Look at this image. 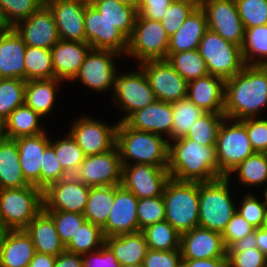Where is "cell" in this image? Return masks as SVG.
Returning a JSON list of instances; mask_svg holds the SVG:
<instances>
[{"instance_id": "ab89813d", "label": "cell", "mask_w": 267, "mask_h": 267, "mask_svg": "<svg viewBox=\"0 0 267 267\" xmlns=\"http://www.w3.org/2000/svg\"><path fill=\"white\" fill-rule=\"evenodd\" d=\"M104 244L103 229L86 220L65 245V250L83 255L100 249Z\"/></svg>"}, {"instance_id": "9c48e42d", "label": "cell", "mask_w": 267, "mask_h": 267, "mask_svg": "<svg viewBox=\"0 0 267 267\" xmlns=\"http://www.w3.org/2000/svg\"><path fill=\"white\" fill-rule=\"evenodd\" d=\"M170 43L161 21L136 17L125 55L142 63L150 60H165Z\"/></svg>"}, {"instance_id": "5b68a950", "label": "cell", "mask_w": 267, "mask_h": 267, "mask_svg": "<svg viewBox=\"0 0 267 267\" xmlns=\"http://www.w3.org/2000/svg\"><path fill=\"white\" fill-rule=\"evenodd\" d=\"M230 177L199 182V226L222 233L237 210L229 190Z\"/></svg>"}, {"instance_id": "f907efd6", "label": "cell", "mask_w": 267, "mask_h": 267, "mask_svg": "<svg viewBox=\"0 0 267 267\" xmlns=\"http://www.w3.org/2000/svg\"><path fill=\"white\" fill-rule=\"evenodd\" d=\"M54 221L61 242L66 245L86 221L84 214L66 211H45Z\"/></svg>"}, {"instance_id": "6f0895ef", "label": "cell", "mask_w": 267, "mask_h": 267, "mask_svg": "<svg viewBox=\"0 0 267 267\" xmlns=\"http://www.w3.org/2000/svg\"><path fill=\"white\" fill-rule=\"evenodd\" d=\"M254 230L255 228L236 211L222 232V238L226 248L228 249L233 243L244 238Z\"/></svg>"}, {"instance_id": "91938a15", "label": "cell", "mask_w": 267, "mask_h": 267, "mask_svg": "<svg viewBox=\"0 0 267 267\" xmlns=\"http://www.w3.org/2000/svg\"><path fill=\"white\" fill-rule=\"evenodd\" d=\"M82 267H121L111 249L104 244L100 249L82 255Z\"/></svg>"}, {"instance_id": "cb8c5ba5", "label": "cell", "mask_w": 267, "mask_h": 267, "mask_svg": "<svg viewBox=\"0 0 267 267\" xmlns=\"http://www.w3.org/2000/svg\"><path fill=\"white\" fill-rule=\"evenodd\" d=\"M35 252L25 229L0 231V267H26Z\"/></svg>"}, {"instance_id": "db71d44e", "label": "cell", "mask_w": 267, "mask_h": 267, "mask_svg": "<svg viewBox=\"0 0 267 267\" xmlns=\"http://www.w3.org/2000/svg\"><path fill=\"white\" fill-rule=\"evenodd\" d=\"M240 202L237 212L241 214L255 229L262 227L266 212L265 202H261L252 193H246Z\"/></svg>"}, {"instance_id": "3957f363", "label": "cell", "mask_w": 267, "mask_h": 267, "mask_svg": "<svg viewBox=\"0 0 267 267\" xmlns=\"http://www.w3.org/2000/svg\"><path fill=\"white\" fill-rule=\"evenodd\" d=\"M122 165L149 164L168 168L169 139L157 134L138 131L118 121L116 144ZM133 160L129 163V161Z\"/></svg>"}, {"instance_id": "bcb514c9", "label": "cell", "mask_w": 267, "mask_h": 267, "mask_svg": "<svg viewBox=\"0 0 267 267\" xmlns=\"http://www.w3.org/2000/svg\"><path fill=\"white\" fill-rule=\"evenodd\" d=\"M50 144L53 146L62 168L69 175H74L86 157L76 140L68 132L64 139L61 138L55 142L51 141Z\"/></svg>"}, {"instance_id": "d4e9b609", "label": "cell", "mask_w": 267, "mask_h": 267, "mask_svg": "<svg viewBox=\"0 0 267 267\" xmlns=\"http://www.w3.org/2000/svg\"><path fill=\"white\" fill-rule=\"evenodd\" d=\"M225 81L217 76H207L187 83V98L204 112L224 114Z\"/></svg>"}, {"instance_id": "816d5d0a", "label": "cell", "mask_w": 267, "mask_h": 267, "mask_svg": "<svg viewBox=\"0 0 267 267\" xmlns=\"http://www.w3.org/2000/svg\"><path fill=\"white\" fill-rule=\"evenodd\" d=\"M40 189L44 190L48 185L70 176L59 163L55 150L49 144L44 153L42 165L40 166Z\"/></svg>"}, {"instance_id": "277c9868", "label": "cell", "mask_w": 267, "mask_h": 267, "mask_svg": "<svg viewBox=\"0 0 267 267\" xmlns=\"http://www.w3.org/2000/svg\"><path fill=\"white\" fill-rule=\"evenodd\" d=\"M162 196L165 221L180 234L199 226V182L170 178Z\"/></svg>"}, {"instance_id": "60d3db41", "label": "cell", "mask_w": 267, "mask_h": 267, "mask_svg": "<svg viewBox=\"0 0 267 267\" xmlns=\"http://www.w3.org/2000/svg\"><path fill=\"white\" fill-rule=\"evenodd\" d=\"M236 172V173H235ZM237 174L241 184L247 186L267 183V153L255 152L233 168L226 177Z\"/></svg>"}, {"instance_id": "753ad0ef", "label": "cell", "mask_w": 267, "mask_h": 267, "mask_svg": "<svg viewBox=\"0 0 267 267\" xmlns=\"http://www.w3.org/2000/svg\"><path fill=\"white\" fill-rule=\"evenodd\" d=\"M262 228L267 230V210L265 212V216H264V221H263V224H262Z\"/></svg>"}, {"instance_id": "be15d7a7", "label": "cell", "mask_w": 267, "mask_h": 267, "mask_svg": "<svg viewBox=\"0 0 267 267\" xmlns=\"http://www.w3.org/2000/svg\"><path fill=\"white\" fill-rule=\"evenodd\" d=\"M182 267H227V258L182 259Z\"/></svg>"}, {"instance_id": "681fc988", "label": "cell", "mask_w": 267, "mask_h": 267, "mask_svg": "<svg viewBox=\"0 0 267 267\" xmlns=\"http://www.w3.org/2000/svg\"><path fill=\"white\" fill-rule=\"evenodd\" d=\"M244 29L267 24V0H235Z\"/></svg>"}, {"instance_id": "e0dca14e", "label": "cell", "mask_w": 267, "mask_h": 267, "mask_svg": "<svg viewBox=\"0 0 267 267\" xmlns=\"http://www.w3.org/2000/svg\"><path fill=\"white\" fill-rule=\"evenodd\" d=\"M72 125L69 133L86 156L105 153L116 144L117 123L109 126L86 115Z\"/></svg>"}, {"instance_id": "89a4df30", "label": "cell", "mask_w": 267, "mask_h": 267, "mask_svg": "<svg viewBox=\"0 0 267 267\" xmlns=\"http://www.w3.org/2000/svg\"><path fill=\"white\" fill-rule=\"evenodd\" d=\"M186 1L192 2L197 7H201L205 0H186Z\"/></svg>"}, {"instance_id": "e575fe53", "label": "cell", "mask_w": 267, "mask_h": 267, "mask_svg": "<svg viewBox=\"0 0 267 267\" xmlns=\"http://www.w3.org/2000/svg\"><path fill=\"white\" fill-rule=\"evenodd\" d=\"M89 2L128 39L131 37L137 9L117 0H89Z\"/></svg>"}, {"instance_id": "9a60e30c", "label": "cell", "mask_w": 267, "mask_h": 267, "mask_svg": "<svg viewBox=\"0 0 267 267\" xmlns=\"http://www.w3.org/2000/svg\"><path fill=\"white\" fill-rule=\"evenodd\" d=\"M157 100L172 103L187 97V81L165 60L139 64Z\"/></svg>"}, {"instance_id": "e7e4bbea", "label": "cell", "mask_w": 267, "mask_h": 267, "mask_svg": "<svg viewBox=\"0 0 267 267\" xmlns=\"http://www.w3.org/2000/svg\"><path fill=\"white\" fill-rule=\"evenodd\" d=\"M248 248H257L256 244V229L252 232L246 235L244 238L236 241L233 243L227 251H244V249Z\"/></svg>"}, {"instance_id": "6125c7cd", "label": "cell", "mask_w": 267, "mask_h": 267, "mask_svg": "<svg viewBox=\"0 0 267 267\" xmlns=\"http://www.w3.org/2000/svg\"><path fill=\"white\" fill-rule=\"evenodd\" d=\"M82 255L65 250L56 256L54 267H82Z\"/></svg>"}, {"instance_id": "11e5206c", "label": "cell", "mask_w": 267, "mask_h": 267, "mask_svg": "<svg viewBox=\"0 0 267 267\" xmlns=\"http://www.w3.org/2000/svg\"><path fill=\"white\" fill-rule=\"evenodd\" d=\"M263 194H264V198H265L264 202H265L266 209H267V188H265V191Z\"/></svg>"}, {"instance_id": "2644e50d", "label": "cell", "mask_w": 267, "mask_h": 267, "mask_svg": "<svg viewBox=\"0 0 267 267\" xmlns=\"http://www.w3.org/2000/svg\"><path fill=\"white\" fill-rule=\"evenodd\" d=\"M11 27H0V40Z\"/></svg>"}, {"instance_id": "09005b40", "label": "cell", "mask_w": 267, "mask_h": 267, "mask_svg": "<svg viewBox=\"0 0 267 267\" xmlns=\"http://www.w3.org/2000/svg\"><path fill=\"white\" fill-rule=\"evenodd\" d=\"M263 66H264L265 68H267V61L263 64Z\"/></svg>"}, {"instance_id": "484cf974", "label": "cell", "mask_w": 267, "mask_h": 267, "mask_svg": "<svg viewBox=\"0 0 267 267\" xmlns=\"http://www.w3.org/2000/svg\"><path fill=\"white\" fill-rule=\"evenodd\" d=\"M46 132L35 136L16 138L19 151V163L24 178L30 185L40 188V169L43 153L51 143Z\"/></svg>"}, {"instance_id": "d6a6232c", "label": "cell", "mask_w": 267, "mask_h": 267, "mask_svg": "<svg viewBox=\"0 0 267 267\" xmlns=\"http://www.w3.org/2000/svg\"><path fill=\"white\" fill-rule=\"evenodd\" d=\"M43 117L25 103L12 111L2 124V136L16 139L22 136H35L44 133L40 125Z\"/></svg>"}, {"instance_id": "7dc6e473", "label": "cell", "mask_w": 267, "mask_h": 267, "mask_svg": "<svg viewBox=\"0 0 267 267\" xmlns=\"http://www.w3.org/2000/svg\"><path fill=\"white\" fill-rule=\"evenodd\" d=\"M136 212L139 231L155 223L165 221L163 196L139 199Z\"/></svg>"}, {"instance_id": "603a6c76", "label": "cell", "mask_w": 267, "mask_h": 267, "mask_svg": "<svg viewBox=\"0 0 267 267\" xmlns=\"http://www.w3.org/2000/svg\"><path fill=\"white\" fill-rule=\"evenodd\" d=\"M129 127L171 139L172 104L160 100L132 113L125 121ZM163 133L165 135H163Z\"/></svg>"}, {"instance_id": "8c879c8a", "label": "cell", "mask_w": 267, "mask_h": 267, "mask_svg": "<svg viewBox=\"0 0 267 267\" xmlns=\"http://www.w3.org/2000/svg\"><path fill=\"white\" fill-rule=\"evenodd\" d=\"M0 27H10L8 24L5 23L1 12H0Z\"/></svg>"}, {"instance_id": "7c38bea8", "label": "cell", "mask_w": 267, "mask_h": 267, "mask_svg": "<svg viewBox=\"0 0 267 267\" xmlns=\"http://www.w3.org/2000/svg\"><path fill=\"white\" fill-rule=\"evenodd\" d=\"M121 54L111 50L90 49L71 81L80 80L83 85L100 93L115 88L116 67L113 59Z\"/></svg>"}, {"instance_id": "94428289", "label": "cell", "mask_w": 267, "mask_h": 267, "mask_svg": "<svg viewBox=\"0 0 267 267\" xmlns=\"http://www.w3.org/2000/svg\"><path fill=\"white\" fill-rule=\"evenodd\" d=\"M174 0H140L137 17L161 21Z\"/></svg>"}, {"instance_id": "f546056e", "label": "cell", "mask_w": 267, "mask_h": 267, "mask_svg": "<svg viewBox=\"0 0 267 267\" xmlns=\"http://www.w3.org/2000/svg\"><path fill=\"white\" fill-rule=\"evenodd\" d=\"M30 235L35 251L58 256L65 251L53 219L42 210L25 228Z\"/></svg>"}, {"instance_id": "11a10c76", "label": "cell", "mask_w": 267, "mask_h": 267, "mask_svg": "<svg viewBox=\"0 0 267 267\" xmlns=\"http://www.w3.org/2000/svg\"><path fill=\"white\" fill-rule=\"evenodd\" d=\"M227 267H266V255L258 248L227 251Z\"/></svg>"}, {"instance_id": "5bb4252c", "label": "cell", "mask_w": 267, "mask_h": 267, "mask_svg": "<svg viewBox=\"0 0 267 267\" xmlns=\"http://www.w3.org/2000/svg\"><path fill=\"white\" fill-rule=\"evenodd\" d=\"M167 169L149 164L122 165L121 185L138 199L161 196L170 179Z\"/></svg>"}, {"instance_id": "44dd1931", "label": "cell", "mask_w": 267, "mask_h": 267, "mask_svg": "<svg viewBox=\"0 0 267 267\" xmlns=\"http://www.w3.org/2000/svg\"><path fill=\"white\" fill-rule=\"evenodd\" d=\"M182 259L227 258V248L222 233L200 226L180 236Z\"/></svg>"}, {"instance_id": "c3c4849f", "label": "cell", "mask_w": 267, "mask_h": 267, "mask_svg": "<svg viewBox=\"0 0 267 267\" xmlns=\"http://www.w3.org/2000/svg\"><path fill=\"white\" fill-rule=\"evenodd\" d=\"M42 4L38 0H0V12L6 24L14 27L28 18Z\"/></svg>"}, {"instance_id": "74e56055", "label": "cell", "mask_w": 267, "mask_h": 267, "mask_svg": "<svg viewBox=\"0 0 267 267\" xmlns=\"http://www.w3.org/2000/svg\"><path fill=\"white\" fill-rule=\"evenodd\" d=\"M166 61L187 81L209 74L206 62L197 49L167 53Z\"/></svg>"}, {"instance_id": "2e32d148", "label": "cell", "mask_w": 267, "mask_h": 267, "mask_svg": "<svg viewBox=\"0 0 267 267\" xmlns=\"http://www.w3.org/2000/svg\"><path fill=\"white\" fill-rule=\"evenodd\" d=\"M201 8L205 11L208 29L241 47L244 27L235 0H205Z\"/></svg>"}, {"instance_id": "ee69618b", "label": "cell", "mask_w": 267, "mask_h": 267, "mask_svg": "<svg viewBox=\"0 0 267 267\" xmlns=\"http://www.w3.org/2000/svg\"><path fill=\"white\" fill-rule=\"evenodd\" d=\"M26 80L0 78V124L14 109L24 104Z\"/></svg>"}, {"instance_id": "d590c367", "label": "cell", "mask_w": 267, "mask_h": 267, "mask_svg": "<svg viewBox=\"0 0 267 267\" xmlns=\"http://www.w3.org/2000/svg\"><path fill=\"white\" fill-rule=\"evenodd\" d=\"M115 199V185L90 187L85 219L103 228Z\"/></svg>"}, {"instance_id": "ffe728a7", "label": "cell", "mask_w": 267, "mask_h": 267, "mask_svg": "<svg viewBox=\"0 0 267 267\" xmlns=\"http://www.w3.org/2000/svg\"><path fill=\"white\" fill-rule=\"evenodd\" d=\"M26 46L51 48L60 40L52 11L41 5L28 18L13 27Z\"/></svg>"}, {"instance_id": "30bf717a", "label": "cell", "mask_w": 267, "mask_h": 267, "mask_svg": "<svg viewBox=\"0 0 267 267\" xmlns=\"http://www.w3.org/2000/svg\"><path fill=\"white\" fill-rule=\"evenodd\" d=\"M139 69L138 72L117 73L112 101L116 107L128 112L120 122L157 100L146 74L141 67Z\"/></svg>"}, {"instance_id": "b9fcfbb0", "label": "cell", "mask_w": 267, "mask_h": 267, "mask_svg": "<svg viewBox=\"0 0 267 267\" xmlns=\"http://www.w3.org/2000/svg\"><path fill=\"white\" fill-rule=\"evenodd\" d=\"M2 136V124H0V137Z\"/></svg>"}, {"instance_id": "f6af8a7d", "label": "cell", "mask_w": 267, "mask_h": 267, "mask_svg": "<svg viewBox=\"0 0 267 267\" xmlns=\"http://www.w3.org/2000/svg\"><path fill=\"white\" fill-rule=\"evenodd\" d=\"M225 116L220 113L205 112L189 127L185 137L199 142L205 146H215L218 131Z\"/></svg>"}, {"instance_id": "52a82bcc", "label": "cell", "mask_w": 267, "mask_h": 267, "mask_svg": "<svg viewBox=\"0 0 267 267\" xmlns=\"http://www.w3.org/2000/svg\"><path fill=\"white\" fill-rule=\"evenodd\" d=\"M215 151L220 178L226 177L239 163L255 153L241 120L224 118L218 131Z\"/></svg>"}, {"instance_id": "a7ac6f4b", "label": "cell", "mask_w": 267, "mask_h": 267, "mask_svg": "<svg viewBox=\"0 0 267 267\" xmlns=\"http://www.w3.org/2000/svg\"><path fill=\"white\" fill-rule=\"evenodd\" d=\"M118 2L130 5L134 7L135 9H138L140 0H117Z\"/></svg>"}, {"instance_id": "9f6ffc18", "label": "cell", "mask_w": 267, "mask_h": 267, "mask_svg": "<svg viewBox=\"0 0 267 267\" xmlns=\"http://www.w3.org/2000/svg\"><path fill=\"white\" fill-rule=\"evenodd\" d=\"M247 130L252 148L258 153H267V119L248 118L241 120Z\"/></svg>"}, {"instance_id": "83f0119b", "label": "cell", "mask_w": 267, "mask_h": 267, "mask_svg": "<svg viewBox=\"0 0 267 267\" xmlns=\"http://www.w3.org/2000/svg\"><path fill=\"white\" fill-rule=\"evenodd\" d=\"M25 50L23 38L11 27L0 40V78L25 80Z\"/></svg>"}, {"instance_id": "4316f807", "label": "cell", "mask_w": 267, "mask_h": 267, "mask_svg": "<svg viewBox=\"0 0 267 267\" xmlns=\"http://www.w3.org/2000/svg\"><path fill=\"white\" fill-rule=\"evenodd\" d=\"M91 46L87 42L59 40L52 48L54 78L72 80Z\"/></svg>"}, {"instance_id": "f35d334b", "label": "cell", "mask_w": 267, "mask_h": 267, "mask_svg": "<svg viewBox=\"0 0 267 267\" xmlns=\"http://www.w3.org/2000/svg\"><path fill=\"white\" fill-rule=\"evenodd\" d=\"M24 63L26 81L54 78L51 50L26 46Z\"/></svg>"}, {"instance_id": "2a66077c", "label": "cell", "mask_w": 267, "mask_h": 267, "mask_svg": "<svg viewBox=\"0 0 267 267\" xmlns=\"http://www.w3.org/2000/svg\"><path fill=\"white\" fill-rule=\"evenodd\" d=\"M42 5H46L49 0H38Z\"/></svg>"}, {"instance_id": "d6986e66", "label": "cell", "mask_w": 267, "mask_h": 267, "mask_svg": "<svg viewBox=\"0 0 267 267\" xmlns=\"http://www.w3.org/2000/svg\"><path fill=\"white\" fill-rule=\"evenodd\" d=\"M89 0H49L59 38L65 41L86 42L84 17Z\"/></svg>"}, {"instance_id": "8d00e7d4", "label": "cell", "mask_w": 267, "mask_h": 267, "mask_svg": "<svg viewBox=\"0 0 267 267\" xmlns=\"http://www.w3.org/2000/svg\"><path fill=\"white\" fill-rule=\"evenodd\" d=\"M241 52L244 64L263 65L267 61V24L244 29Z\"/></svg>"}, {"instance_id": "8fae6325", "label": "cell", "mask_w": 267, "mask_h": 267, "mask_svg": "<svg viewBox=\"0 0 267 267\" xmlns=\"http://www.w3.org/2000/svg\"><path fill=\"white\" fill-rule=\"evenodd\" d=\"M90 186L70 175L42 190L44 211H66L84 214Z\"/></svg>"}, {"instance_id": "7a4b0ae2", "label": "cell", "mask_w": 267, "mask_h": 267, "mask_svg": "<svg viewBox=\"0 0 267 267\" xmlns=\"http://www.w3.org/2000/svg\"><path fill=\"white\" fill-rule=\"evenodd\" d=\"M169 142L168 172L179 181L210 182L219 177L215 146L201 145L187 137Z\"/></svg>"}, {"instance_id": "7bdbcfd3", "label": "cell", "mask_w": 267, "mask_h": 267, "mask_svg": "<svg viewBox=\"0 0 267 267\" xmlns=\"http://www.w3.org/2000/svg\"><path fill=\"white\" fill-rule=\"evenodd\" d=\"M148 244V249L169 251L180 250L181 234L167 221L150 225L142 230Z\"/></svg>"}, {"instance_id": "4dcf8cb0", "label": "cell", "mask_w": 267, "mask_h": 267, "mask_svg": "<svg viewBox=\"0 0 267 267\" xmlns=\"http://www.w3.org/2000/svg\"><path fill=\"white\" fill-rule=\"evenodd\" d=\"M105 244L121 265L143 264L148 251L142 231L105 237Z\"/></svg>"}, {"instance_id": "b9f144b4", "label": "cell", "mask_w": 267, "mask_h": 267, "mask_svg": "<svg viewBox=\"0 0 267 267\" xmlns=\"http://www.w3.org/2000/svg\"><path fill=\"white\" fill-rule=\"evenodd\" d=\"M173 122L171 128V141L185 137L189 127L205 112L187 97L172 102Z\"/></svg>"}, {"instance_id": "4fadbf2b", "label": "cell", "mask_w": 267, "mask_h": 267, "mask_svg": "<svg viewBox=\"0 0 267 267\" xmlns=\"http://www.w3.org/2000/svg\"><path fill=\"white\" fill-rule=\"evenodd\" d=\"M74 176L90 187L121 184L122 163L117 146L102 154L86 156Z\"/></svg>"}, {"instance_id": "34e18365", "label": "cell", "mask_w": 267, "mask_h": 267, "mask_svg": "<svg viewBox=\"0 0 267 267\" xmlns=\"http://www.w3.org/2000/svg\"><path fill=\"white\" fill-rule=\"evenodd\" d=\"M121 267H143V264H135V265H121Z\"/></svg>"}, {"instance_id": "f1b7e54d", "label": "cell", "mask_w": 267, "mask_h": 267, "mask_svg": "<svg viewBox=\"0 0 267 267\" xmlns=\"http://www.w3.org/2000/svg\"><path fill=\"white\" fill-rule=\"evenodd\" d=\"M208 29L207 17L201 7H196L186 18L177 32L170 36L167 53H177L198 49V45Z\"/></svg>"}, {"instance_id": "ac0fdd59", "label": "cell", "mask_w": 267, "mask_h": 267, "mask_svg": "<svg viewBox=\"0 0 267 267\" xmlns=\"http://www.w3.org/2000/svg\"><path fill=\"white\" fill-rule=\"evenodd\" d=\"M84 27L86 42L92 49L111 50L126 54L128 38L89 3L86 6Z\"/></svg>"}, {"instance_id": "8992f818", "label": "cell", "mask_w": 267, "mask_h": 267, "mask_svg": "<svg viewBox=\"0 0 267 267\" xmlns=\"http://www.w3.org/2000/svg\"><path fill=\"white\" fill-rule=\"evenodd\" d=\"M43 210L42 190L34 185L0 190V231L25 229Z\"/></svg>"}, {"instance_id": "7402d4cb", "label": "cell", "mask_w": 267, "mask_h": 267, "mask_svg": "<svg viewBox=\"0 0 267 267\" xmlns=\"http://www.w3.org/2000/svg\"><path fill=\"white\" fill-rule=\"evenodd\" d=\"M138 198L121 184L115 185V199L106 225L102 228L105 237L139 231L137 220Z\"/></svg>"}, {"instance_id": "003e7915", "label": "cell", "mask_w": 267, "mask_h": 267, "mask_svg": "<svg viewBox=\"0 0 267 267\" xmlns=\"http://www.w3.org/2000/svg\"><path fill=\"white\" fill-rule=\"evenodd\" d=\"M256 244L257 248L264 255H267V230L262 227L256 229Z\"/></svg>"}, {"instance_id": "f5cc1de1", "label": "cell", "mask_w": 267, "mask_h": 267, "mask_svg": "<svg viewBox=\"0 0 267 267\" xmlns=\"http://www.w3.org/2000/svg\"><path fill=\"white\" fill-rule=\"evenodd\" d=\"M192 2L186 0H174L168 7V10L161 20L166 33L171 36L178 31L180 26L196 8Z\"/></svg>"}, {"instance_id": "03108f58", "label": "cell", "mask_w": 267, "mask_h": 267, "mask_svg": "<svg viewBox=\"0 0 267 267\" xmlns=\"http://www.w3.org/2000/svg\"><path fill=\"white\" fill-rule=\"evenodd\" d=\"M55 261L56 256L35 252L29 265L31 267H54Z\"/></svg>"}, {"instance_id": "ba28073f", "label": "cell", "mask_w": 267, "mask_h": 267, "mask_svg": "<svg viewBox=\"0 0 267 267\" xmlns=\"http://www.w3.org/2000/svg\"><path fill=\"white\" fill-rule=\"evenodd\" d=\"M197 50L206 62L209 74L224 81L240 72L245 65L241 47L210 29L205 31Z\"/></svg>"}, {"instance_id": "1f68e13d", "label": "cell", "mask_w": 267, "mask_h": 267, "mask_svg": "<svg viewBox=\"0 0 267 267\" xmlns=\"http://www.w3.org/2000/svg\"><path fill=\"white\" fill-rule=\"evenodd\" d=\"M30 186L23 176L15 139L0 137V190Z\"/></svg>"}, {"instance_id": "836d02e7", "label": "cell", "mask_w": 267, "mask_h": 267, "mask_svg": "<svg viewBox=\"0 0 267 267\" xmlns=\"http://www.w3.org/2000/svg\"><path fill=\"white\" fill-rule=\"evenodd\" d=\"M61 82L56 78L26 81L24 103L42 117L49 114L56 100V87Z\"/></svg>"}, {"instance_id": "6da1fadb", "label": "cell", "mask_w": 267, "mask_h": 267, "mask_svg": "<svg viewBox=\"0 0 267 267\" xmlns=\"http://www.w3.org/2000/svg\"><path fill=\"white\" fill-rule=\"evenodd\" d=\"M267 68L247 65L232 78L225 80L224 116L244 120L256 118L267 105ZM263 107V108H262Z\"/></svg>"}, {"instance_id": "680465c9", "label": "cell", "mask_w": 267, "mask_h": 267, "mask_svg": "<svg viewBox=\"0 0 267 267\" xmlns=\"http://www.w3.org/2000/svg\"><path fill=\"white\" fill-rule=\"evenodd\" d=\"M143 267H182L180 250L159 251L148 249Z\"/></svg>"}]
</instances>
